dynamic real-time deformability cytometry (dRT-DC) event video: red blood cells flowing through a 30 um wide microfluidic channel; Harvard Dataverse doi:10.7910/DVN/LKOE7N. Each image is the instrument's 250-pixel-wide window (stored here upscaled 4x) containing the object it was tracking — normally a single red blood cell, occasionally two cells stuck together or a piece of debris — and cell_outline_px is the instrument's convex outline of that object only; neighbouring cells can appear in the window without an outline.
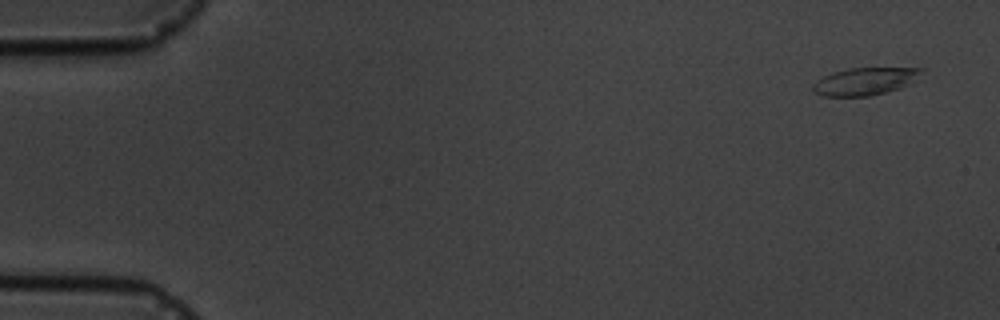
{"species": "common noctule bat (a hibernating species)", "species_latin": "Nyctalus noctula", "temperature_condition": "cold", "stored_images_in_passage": 4, "camera_frame_rate_fps": 3000, "um_per_image_px": 0.085, "animal": {"sex": "male", "body_mass_g": 19.5, "forearm_length_mm": 54.6}, "frame": {"image": 1, "passage_image": 1, "time_ms": 0.0, "image_size_px": [1000, 320], "cell_outline_px": [[924, 68], [908, 84], [900, 88], [868, 96], [820, 96], [812, 92], [812, 84], [816, 80], [832, 72], [848, 68]], "centroid_in_image_um": [73.4, 6.92], "position_along_channel_um": 11.6, "area_um2": 17.17}}